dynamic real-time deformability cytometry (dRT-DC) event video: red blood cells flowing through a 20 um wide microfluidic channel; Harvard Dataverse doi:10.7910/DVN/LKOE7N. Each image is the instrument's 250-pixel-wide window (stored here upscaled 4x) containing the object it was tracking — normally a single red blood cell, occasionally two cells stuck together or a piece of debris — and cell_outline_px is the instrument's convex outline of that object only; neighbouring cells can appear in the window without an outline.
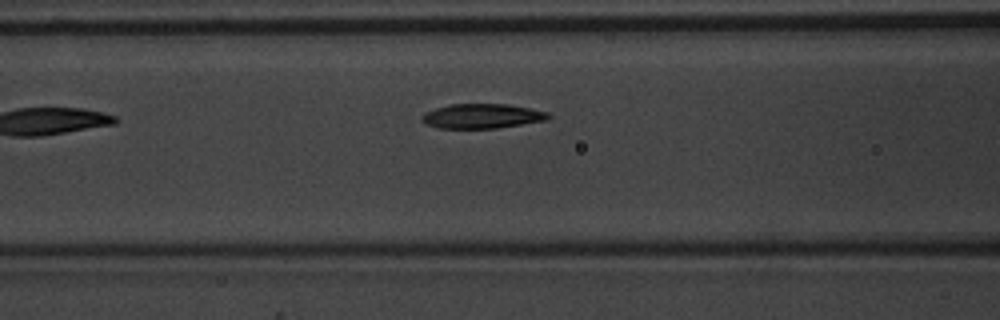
{"species": "common noctule bat (a hibernating species)", "species_latin": "Nyctalus noctula", "temperature_condition": "warm", "stored_images_in_passage": 4, "camera_frame_rate_fps": 3000, "um_per_image_px": 0.085, "animal": {"sex": "male", "body_mass_g": 20.1, "forearm_length_mm": 53.5}, "frame": {"image": 1, "passage_image": 4, "time_ms": 1.0, "image_size_px": [1000, 320], "cell_outline_px": [[552, 116], [548, 120], [496, 128], [436, 128], [424, 124], [420, 120], [420, 116], [424, 112], [436, 108], [452, 104], [508, 104], [548, 112]], "centroid_in_image_um": [40.93, 9.87], "position_along_channel_um": 125.7, "area_um2": 18.26}}